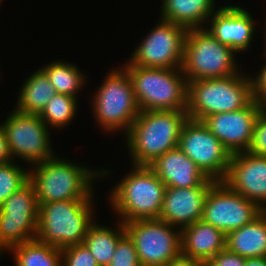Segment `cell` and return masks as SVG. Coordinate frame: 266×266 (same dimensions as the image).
Instances as JSON below:
<instances>
[{
    "mask_svg": "<svg viewBox=\"0 0 266 266\" xmlns=\"http://www.w3.org/2000/svg\"><path fill=\"white\" fill-rule=\"evenodd\" d=\"M67 159L55 155L31 165L29 182L34 186L38 204L88 199L94 193L93 182L110 175L111 169L103 167L94 170Z\"/></svg>",
    "mask_w": 266,
    "mask_h": 266,
    "instance_id": "6da1fadb",
    "label": "cell"
},
{
    "mask_svg": "<svg viewBox=\"0 0 266 266\" xmlns=\"http://www.w3.org/2000/svg\"><path fill=\"white\" fill-rule=\"evenodd\" d=\"M186 110L140 111L123 135L131 155V165H149L157 157L178 146Z\"/></svg>",
    "mask_w": 266,
    "mask_h": 266,
    "instance_id": "7a4b0ae2",
    "label": "cell"
},
{
    "mask_svg": "<svg viewBox=\"0 0 266 266\" xmlns=\"http://www.w3.org/2000/svg\"><path fill=\"white\" fill-rule=\"evenodd\" d=\"M113 186L109 205L127 223L139 219H159L166 185L147 165H132L128 174Z\"/></svg>",
    "mask_w": 266,
    "mask_h": 266,
    "instance_id": "3957f363",
    "label": "cell"
},
{
    "mask_svg": "<svg viewBox=\"0 0 266 266\" xmlns=\"http://www.w3.org/2000/svg\"><path fill=\"white\" fill-rule=\"evenodd\" d=\"M94 193L88 199H71L39 204L36 239L62 250L83 244L89 227L96 221Z\"/></svg>",
    "mask_w": 266,
    "mask_h": 266,
    "instance_id": "277c9868",
    "label": "cell"
},
{
    "mask_svg": "<svg viewBox=\"0 0 266 266\" xmlns=\"http://www.w3.org/2000/svg\"><path fill=\"white\" fill-rule=\"evenodd\" d=\"M250 74L241 71L225 78L187 81V109L189 119L201 121L216 114L237 111L252 101Z\"/></svg>",
    "mask_w": 266,
    "mask_h": 266,
    "instance_id": "5b68a950",
    "label": "cell"
},
{
    "mask_svg": "<svg viewBox=\"0 0 266 266\" xmlns=\"http://www.w3.org/2000/svg\"><path fill=\"white\" fill-rule=\"evenodd\" d=\"M128 73L140 111L186 110L187 80L181 68L122 66Z\"/></svg>",
    "mask_w": 266,
    "mask_h": 266,
    "instance_id": "8992f818",
    "label": "cell"
},
{
    "mask_svg": "<svg viewBox=\"0 0 266 266\" xmlns=\"http://www.w3.org/2000/svg\"><path fill=\"white\" fill-rule=\"evenodd\" d=\"M110 70L92 96L93 118L103 132L125 135L140 109L127 71L122 66Z\"/></svg>",
    "mask_w": 266,
    "mask_h": 266,
    "instance_id": "52a82bcc",
    "label": "cell"
},
{
    "mask_svg": "<svg viewBox=\"0 0 266 266\" xmlns=\"http://www.w3.org/2000/svg\"><path fill=\"white\" fill-rule=\"evenodd\" d=\"M236 54L230 46L218 41L206 27L189 29L181 70L187 81L229 77L241 71Z\"/></svg>",
    "mask_w": 266,
    "mask_h": 266,
    "instance_id": "ba28073f",
    "label": "cell"
},
{
    "mask_svg": "<svg viewBox=\"0 0 266 266\" xmlns=\"http://www.w3.org/2000/svg\"><path fill=\"white\" fill-rule=\"evenodd\" d=\"M123 225L141 266H165L182 255L181 229L160 219H139Z\"/></svg>",
    "mask_w": 266,
    "mask_h": 266,
    "instance_id": "9c48e42d",
    "label": "cell"
},
{
    "mask_svg": "<svg viewBox=\"0 0 266 266\" xmlns=\"http://www.w3.org/2000/svg\"><path fill=\"white\" fill-rule=\"evenodd\" d=\"M7 116L1 126L13 161L20 158L21 161L33 165L55 156L49 128L38 114L13 109Z\"/></svg>",
    "mask_w": 266,
    "mask_h": 266,
    "instance_id": "30bf717a",
    "label": "cell"
},
{
    "mask_svg": "<svg viewBox=\"0 0 266 266\" xmlns=\"http://www.w3.org/2000/svg\"><path fill=\"white\" fill-rule=\"evenodd\" d=\"M156 26L130 54L132 65L152 68H181L187 29L159 18Z\"/></svg>",
    "mask_w": 266,
    "mask_h": 266,
    "instance_id": "8fae6325",
    "label": "cell"
},
{
    "mask_svg": "<svg viewBox=\"0 0 266 266\" xmlns=\"http://www.w3.org/2000/svg\"><path fill=\"white\" fill-rule=\"evenodd\" d=\"M263 211L257 203L233 191L224 181H216L207 193L201 220L227 235L253 221Z\"/></svg>",
    "mask_w": 266,
    "mask_h": 266,
    "instance_id": "7c38bea8",
    "label": "cell"
},
{
    "mask_svg": "<svg viewBox=\"0 0 266 266\" xmlns=\"http://www.w3.org/2000/svg\"><path fill=\"white\" fill-rule=\"evenodd\" d=\"M39 204L28 181L0 206V239L8 248L36 239Z\"/></svg>",
    "mask_w": 266,
    "mask_h": 266,
    "instance_id": "4fadbf2b",
    "label": "cell"
},
{
    "mask_svg": "<svg viewBox=\"0 0 266 266\" xmlns=\"http://www.w3.org/2000/svg\"><path fill=\"white\" fill-rule=\"evenodd\" d=\"M178 147L209 178L215 181L225 179L231 154L201 121L187 120L182 128Z\"/></svg>",
    "mask_w": 266,
    "mask_h": 266,
    "instance_id": "5bb4252c",
    "label": "cell"
},
{
    "mask_svg": "<svg viewBox=\"0 0 266 266\" xmlns=\"http://www.w3.org/2000/svg\"><path fill=\"white\" fill-rule=\"evenodd\" d=\"M264 105L253 100L247 107L237 111L216 113L201 120L230 152V154L250 150L255 122Z\"/></svg>",
    "mask_w": 266,
    "mask_h": 266,
    "instance_id": "9a60e30c",
    "label": "cell"
},
{
    "mask_svg": "<svg viewBox=\"0 0 266 266\" xmlns=\"http://www.w3.org/2000/svg\"><path fill=\"white\" fill-rule=\"evenodd\" d=\"M223 181L233 191L266 210V157L250 151L232 154Z\"/></svg>",
    "mask_w": 266,
    "mask_h": 266,
    "instance_id": "2e32d148",
    "label": "cell"
},
{
    "mask_svg": "<svg viewBox=\"0 0 266 266\" xmlns=\"http://www.w3.org/2000/svg\"><path fill=\"white\" fill-rule=\"evenodd\" d=\"M251 12L238 5L219 6L208 19L206 28L222 44L237 54L252 47L256 23ZM209 27V28H208Z\"/></svg>",
    "mask_w": 266,
    "mask_h": 266,
    "instance_id": "e0dca14e",
    "label": "cell"
},
{
    "mask_svg": "<svg viewBox=\"0 0 266 266\" xmlns=\"http://www.w3.org/2000/svg\"><path fill=\"white\" fill-rule=\"evenodd\" d=\"M211 186L166 187L159 219L179 229L201 220L204 202Z\"/></svg>",
    "mask_w": 266,
    "mask_h": 266,
    "instance_id": "ac0fdd59",
    "label": "cell"
},
{
    "mask_svg": "<svg viewBox=\"0 0 266 266\" xmlns=\"http://www.w3.org/2000/svg\"><path fill=\"white\" fill-rule=\"evenodd\" d=\"M148 166L166 187L189 188L216 182L204 174L178 146L157 157Z\"/></svg>",
    "mask_w": 266,
    "mask_h": 266,
    "instance_id": "d6986e66",
    "label": "cell"
},
{
    "mask_svg": "<svg viewBox=\"0 0 266 266\" xmlns=\"http://www.w3.org/2000/svg\"><path fill=\"white\" fill-rule=\"evenodd\" d=\"M226 248V235L199 220L181 229V254L206 264Z\"/></svg>",
    "mask_w": 266,
    "mask_h": 266,
    "instance_id": "ffe728a7",
    "label": "cell"
},
{
    "mask_svg": "<svg viewBox=\"0 0 266 266\" xmlns=\"http://www.w3.org/2000/svg\"><path fill=\"white\" fill-rule=\"evenodd\" d=\"M215 3V0H162L159 17L187 30L202 28L217 10Z\"/></svg>",
    "mask_w": 266,
    "mask_h": 266,
    "instance_id": "44dd1931",
    "label": "cell"
},
{
    "mask_svg": "<svg viewBox=\"0 0 266 266\" xmlns=\"http://www.w3.org/2000/svg\"><path fill=\"white\" fill-rule=\"evenodd\" d=\"M226 248L244 258L266 257V210L226 235Z\"/></svg>",
    "mask_w": 266,
    "mask_h": 266,
    "instance_id": "7402d4cb",
    "label": "cell"
},
{
    "mask_svg": "<svg viewBox=\"0 0 266 266\" xmlns=\"http://www.w3.org/2000/svg\"><path fill=\"white\" fill-rule=\"evenodd\" d=\"M30 75L20 88L15 109L39 115L56 91L41 68Z\"/></svg>",
    "mask_w": 266,
    "mask_h": 266,
    "instance_id": "603a6c76",
    "label": "cell"
},
{
    "mask_svg": "<svg viewBox=\"0 0 266 266\" xmlns=\"http://www.w3.org/2000/svg\"><path fill=\"white\" fill-rule=\"evenodd\" d=\"M95 221L88 229L83 244L88 248L99 266H107L114 256L118 240L125 234L123 223L118 220L115 228Z\"/></svg>",
    "mask_w": 266,
    "mask_h": 266,
    "instance_id": "cb8c5ba5",
    "label": "cell"
},
{
    "mask_svg": "<svg viewBox=\"0 0 266 266\" xmlns=\"http://www.w3.org/2000/svg\"><path fill=\"white\" fill-rule=\"evenodd\" d=\"M10 252L15 266H62L61 250L37 239L15 245Z\"/></svg>",
    "mask_w": 266,
    "mask_h": 266,
    "instance_id": "d4e9b609",
    "label": "cell"
},
{
    "mask_svg": "<svg viewBox=\"0 0 266 266\" xmlns=\"http://www.w3.org/2000/svg\"><path fill=\"white\" fill-rule=\"evenodd\" d=\"M47 75L49 81L55 88L56 93L78 97V92L88 82L86 74L72 62L63 60L51 61L41 68ZM86 80V81H85Z\"/></svg>",
    "mask_w": 266,
    "mask_h": 266,
    "instance_id": "484cf974",
    "label": "cell"
},
{
    "mask_svg": "<svg viewBox=\"0 0 266 266\" xmlns=\"http://www.w3.org/2000/svg\"><path fill=\"white\" fill-rule=\"evenodd\" d=\"M78 99L73 96L56 93L50 98L45 108L39 114L49 129H63L76 117Z\"/></svg>",
    "mask_w": 266,
    "mask_h": 266,
    "instance_id": "4316f807",
    "label": "cell"
},
{
    "mask_svg": "<svg viewBox=\"0 0 266 266\" xmlns=\"http://www.w3.org/2000/svg\"><path fill=\"white\" fill-rule=\"evenodd\" d=\"M0 164V206L14 192L29 181V170L17 163Z\"/></svg>",
    "mask_w": 266,
    "mask_h": 266,
    "instance_id": "83f0119b",
    "label": "cell"
},
{
    "mask_svg": "<svg viewBox=\"0 0 266 266\" xmlns=\"http://www.w3.org/2000/svg\"><path fill=\"white\" fill-rule=\"evenodd\" d=\"M107 266H141L133 241L125 233L119 240Z\"/></svg>",
    "mask_w": 266,
    "mask_h": 266,
    "instance_id": "f1b7e54d",
    "label": "cell"
},
{
    "mask_svg": "<svg viewBox=\"0 0 266 266\" xmlns=\"http://www.w3.org/2000/svg\"><path fill=\"white\" fill-rule=\"evenodd\" d=\"M61 253L62 266H99L84 244L66 247Z\"/></svg>",
    "mask_w": 266,
    "mask_h": 266,
    "instance_id": "f546056e",
    "label": "cell"
},
{
    "mask_svg": "<svg viewBox=\"0 0 266 266\" xmlns=\"http://www.w3.org/2000/svg\"><path fill=\"white\" fill-rule=\"evenodd\" d=\"M251 153L258 156L266 157V107L257 116L253 141L249 150Z\"/></svg>",
    "mask_w": 266,
    "mask_h": 266,
    "instance_id": "4dcf8cb0",
    "label": "cell"
},
{
    "mask_svg": "<svg viewBox=\"0 0 266 266\" xmlns=\"http://www.w3.org/2000/svg\"><path fill=\"white\" fill-rule=\"evenodd\" d=\"M246 258L229 251L227 248L212 257L205 266H244Z\"/></svg>",
    "mask_w": 266,
    "mask_h": 266,
    "instance_id": "1f68e13d",
    "label": "cell"
},
{
    "mask_svg": "<svg viewBox=\"0 0 266 266\" xmlns=\"http://www.w3.org/2000/svg\"><path fill=\"white\" fill-rule=\"evenodd\" d=\"M266 62V61H265ZM260 68L257 75L251 74L253 97L254 100L262 105H266V63Z\"/></svg>",
    "mask_w": 266,
    "mask_h": 266,
    "instance_id": "d6a6232c",
    "label": "cell"
},
{
    "mask_svg": "<svg viewBox=\"0 0 266 266\" xmlns=\"http://www.w3.org/2000/svg\"><path fill=\"white\" fill-rule=\"evenodd\" d=\"M13 161L6 134L0 124V164Z\"/></svg>",
    "mask_w": 266,
    "mask_h": 266,
    "instance_id": "836d02e7",
    "label": "cell"
},
{
    "mask_svg": "<svg viewBox=\"0 0 266 266\" xmlns=\"http://www.w3.org/2000/svg\"><path fill=\"white\" fill-rule=\"evenodd\" d=\"M168 266H205V264L181 255L180 257L171 261Z\"/></svg>",
    "mask_w": 266,
    "mask_h": 266,
    "instance_id": "e575fe53",
    "label": "cell"
},
{
    "mask_svg": "<svg viewBox=\"0 0 266 266\" xmlns=\"http://www.w3.org/2000/svg\"><path fill=\"white\" fill-rule=\"evenodd\" d=\"M244 266H266V257L246 258Z\"/></svg>",
    "mask_w": 266,
    "mask_h": 266,
    "instance_id": "d590c367",
    "label": "cell"
},
{
    "mask_svg": "<svg viewBox=\"0 0 266 266\" xmlns=\"http://www.w3.org/2000/svg\"><path fill=\"white\" fill-rule=\"evenodd\" d=\"M7 252L9 251V249L2 243L1 239H0V258L2 256V254H4L3 252Z\"/></svg>",
    "mask_w": 266,
    "mask_h": 266,
    "instance_id": "8d00e7d4",
    "label": "cell"
},
{
    "mask_svg": "<svg viewBox=\"0 0 266 266\" xmlns=\"http://www.w3.org/2000/svg\"><path fill=\"white\" fill-rule=\"evenodd\" d=\"M265 20H266V19H265ZM265 23H266V21H265ZM264 26H265V28L263 27V29H264L263 34H264V38H265V40H264V41H265V42H264V43H265V44H264V45H265V46H264L265 49H264V53H263V54H264L265 59H266V24H265Z\"/></svg>",
    "mask_w": 266,
    "mask_h": 266,
    "instance_id": "74e56055",
    "label": "cell"
}]
</instances>
